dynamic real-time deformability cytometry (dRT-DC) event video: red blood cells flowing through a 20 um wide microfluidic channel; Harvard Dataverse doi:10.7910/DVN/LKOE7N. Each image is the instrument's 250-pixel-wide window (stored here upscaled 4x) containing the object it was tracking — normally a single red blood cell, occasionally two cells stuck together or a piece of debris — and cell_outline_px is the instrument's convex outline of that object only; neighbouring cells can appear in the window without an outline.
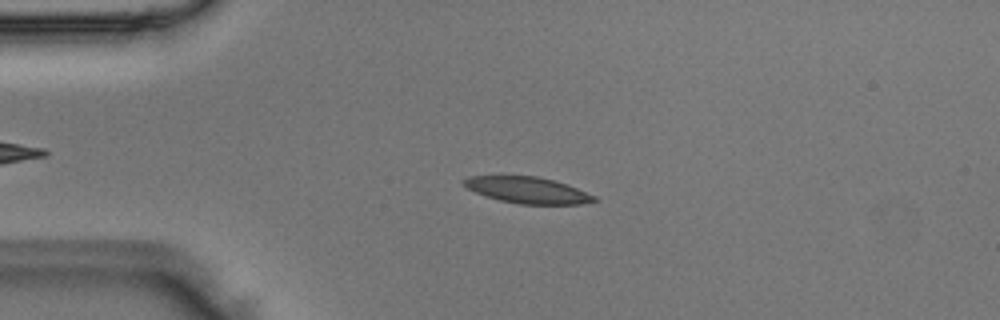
{"species": "Egyptian fruit bat (a non-hibernating species)", "species_latin": "Rousettus aegyptiacus", "temperature_condition": "room temperature", "stored_images_in_passage": 44, "camera_frame_rate_fps": 3000, "um_per_image_px": 0.085, "animal": {"sex": "male"}, "frame": {"image": 1, "passage_image": 6, "time_ms": 1.667, "image_size_px": [1000, 320], "cell_outline_px": [[600, 200], [580, 204], [520, 204], [500, 200], [484, 196], [460, 184], [460, 180], [468, 176], [536, 176], [552, 180], [576, 188], [596, 196]], "centroid_in_image_um": [44.79, 16.16], "position_along_channel_um": 40.2, "area_um2": 19.94}}
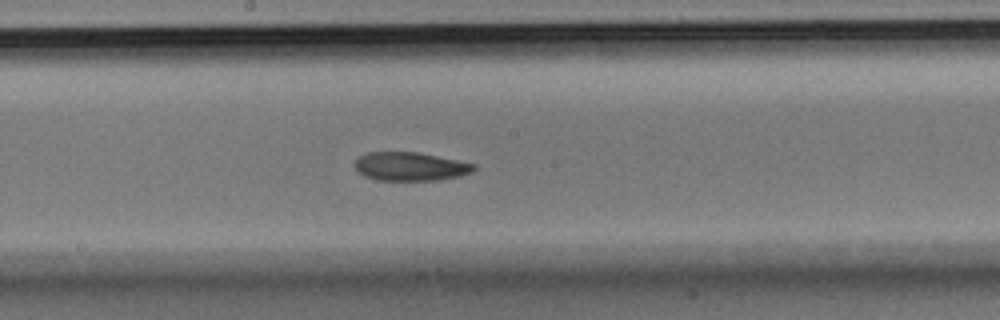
{"frame": {"image": 2, "passage_image": 21, "time_ms": 6.667, "image_size_px": [1000, 320], "cell_outline_px": [[476, 168], [472, 172], [460, 176], [440, 180], [380, 180], [364, 176], [352, 164], [360, 156], [368, 152], [416, 152], [476, 164]], "centroid_in_image_um": [34.88, 14.15], "position_along_channel_um": 213.3, "area_um2": 19.71}}
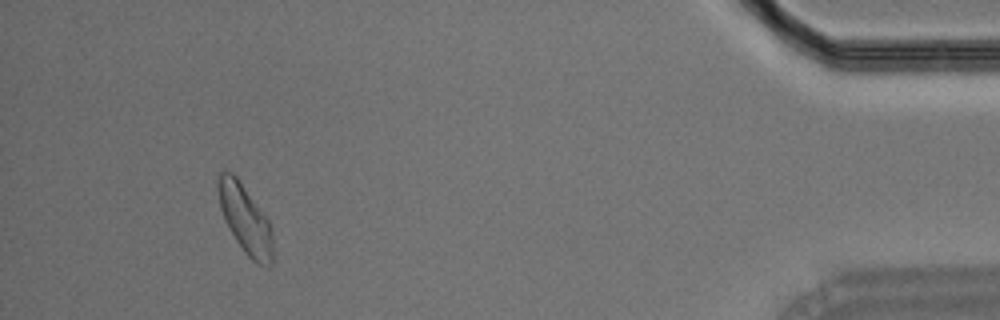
{"frame": {"image": 3, "passage_image": 41, "time_ms": 13.333, "image_size_px": [1000, 320], "cell_outline_px": [[272, 264], [268, 268], [256, 264], [244, 252], [228, 228], [224, 220], [220, 208], [216, 184], [220, 172], [232, 172], [236, 176], [268, 220], [272, 228]], "centroid_in_image_um": [20.83, 18.66], "position_along_channel_um": 414.4, "area_um2": 21.85}}